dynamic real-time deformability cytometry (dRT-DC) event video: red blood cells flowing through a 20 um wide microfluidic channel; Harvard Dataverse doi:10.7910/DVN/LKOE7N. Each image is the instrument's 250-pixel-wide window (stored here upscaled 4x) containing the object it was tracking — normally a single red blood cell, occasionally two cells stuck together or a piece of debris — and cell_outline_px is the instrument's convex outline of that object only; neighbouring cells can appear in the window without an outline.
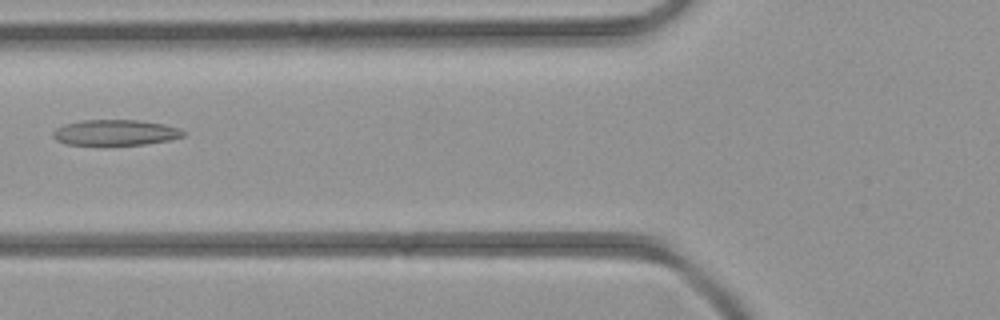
{"species": "common noctule bat (a hibernating species)", "species_latin": "Nyctalus noctula", "temperature_condition": "room temperature", "stored_images_in_passage": 4, "camera_frame_rate_fps": 3000, "um_per_image_px": 0.085, "animal": {"sex": "female", "body_mass_g": 21.9}, "frame": {"image": 1, "passage_image": 4, "time_ms": 4.333, "image_size_px": [1000, 320], "cell_outline_px": [[184, 136], [172, 140], [144, 144], [64, 144], [56, 140], [52, 136], [52, 132], [56, 128], [64, 124], [84, 120], [136, 120], [164, 124], [180, 128], [184, 132]], "centroid_in_image_um": [9.81, 11.26], "position_along_channel_um": 116.0, "area_um2": 19.36}}